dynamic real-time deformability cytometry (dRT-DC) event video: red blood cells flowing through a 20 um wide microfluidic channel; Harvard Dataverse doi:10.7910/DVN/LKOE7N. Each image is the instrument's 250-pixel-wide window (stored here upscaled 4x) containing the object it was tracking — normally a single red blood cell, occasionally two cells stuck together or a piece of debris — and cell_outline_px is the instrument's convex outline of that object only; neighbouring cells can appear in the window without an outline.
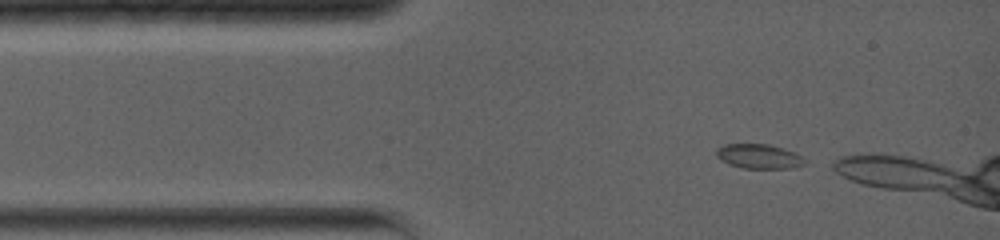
{"species": "common noctule bat (a hibernating species)", "species_latin": "Nyctalus noctula", "temperature_condition": "warm", "stored_images_in_passage": 5, "camera_frame_rate_fps": 5000, "um_per_image_px": 0.085, "animal": {"sex": "female", "body_mass_g": 19.0, "forearm_length_mm": 56.7}, "frame": {"image": 1, "passage_image": 1, "time_ms": 0.0, "image_size_px": [1000, 240], "cell_outline_px": [[808, 164], [792, 168], [740, 168], [728, 164], [720, 160], [716, 156], [716, 148], [724, 144], [768, 144], [792, 152], [800, 156]], "centroid_in_image_um": [64.45, 13.3], "position_along_channel_um": 20.5, "area_um2": 12.6}}